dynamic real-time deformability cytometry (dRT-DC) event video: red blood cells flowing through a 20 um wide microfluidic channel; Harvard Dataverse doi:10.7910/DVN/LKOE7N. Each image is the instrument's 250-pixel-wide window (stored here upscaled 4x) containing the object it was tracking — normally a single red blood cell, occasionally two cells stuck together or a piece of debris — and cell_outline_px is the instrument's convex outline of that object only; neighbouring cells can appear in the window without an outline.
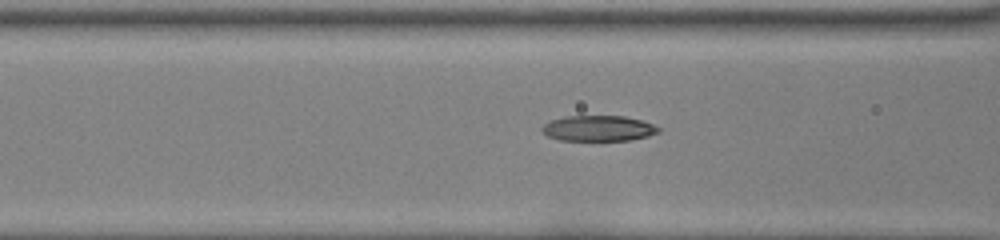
{"species": "common noctule bat (a hibernating species)", "species_latin": "Nyctalus noctula", "temperature_condition": "room temperature", "stored_images_in_passage": 41, "camera_frame_rate_fps": 3000, "um_per_image_px": 0.085, "animal": {"sex": "female", "body_mass_g": 22.0, "forearm_length_mm": 56.7}, "frame": {"image": 1, "passage_image": 18, "time_ms": 5.667, "image_size_px": [1000, 240], "cell_outline_px": [[660, 132], [648, 136], [632, 140], [560, 140], [548, 136], [540, 128], [544, 124], [552, 120], [564, 116], [624, 116], [640, 120], [652, 124], [660, 128]], "centroid_in_image_um": [50.87, 10.91], "position_along_channel_um": 115.7, "area_um2": 17.28}}
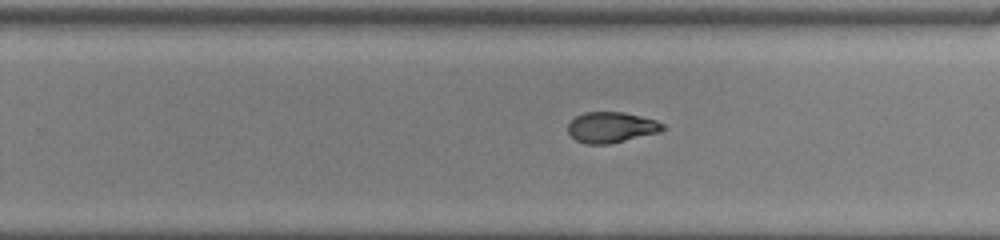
{"frame": {"image": 2, "passage_image": 30, "time_ms": 9.667, "image_size_px": [1000, 240], "cell_outline_px": [[664, 128], [660, 132], [608, 144], [584, 144], [576, 140], [568, 132], [568, 124], [576, 116], [584, 112], [624, 112], [656, 120], [664, 124]], "centroid_in_image_um": [51.95, 10.82], "position_along_channel_um": 277.9, "area_um2": 16.88}}
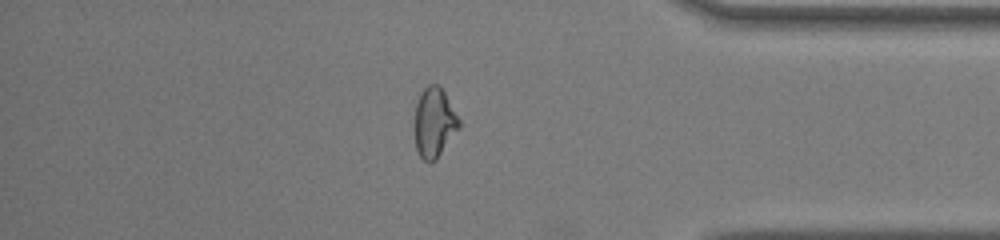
{"frame": {"image": 3, "passage_image": 40, "time_ms": 13.0, "image_size_px": [1000, 240], "cell_outline_px": [[460, 128], [436, 160], [424, 160], [420, 156], [416, 148], [416, 100], [420, 92], [428, 84], [440, 84], [460, 120]], "centroid_in_image_um": [36.93, 10.38], "position_along_channel_um": 398.3, "area_um2": 17.92}}